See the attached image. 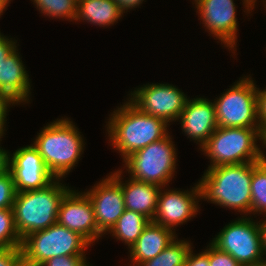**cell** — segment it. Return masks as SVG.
<instances>
[{
	"instance_id": "obj_1",
	"label": "cell",
	"mask_w": 266,
	"mask_h": 266,
	"mask_svg": "<svg viewBox=\"0 0 266 266\" xmlns=\"http://www.w3.org/2000/svg\"><path fill=\"white\" fill-rule=\"evenodd\" d=\"M106 125L112 146L125 160L134 152L165 138L169 124L162 118L142 112L129 100L113 112Z\"/></svg>"
},
{
	"instance_id": "obj_2",
	"label": "cell",
	"mask_w": 266,
	"mask_h": 266,
	"mask_svg": "<svg viewBox=\"0 0 266 266\" xmlns=\"http://www.w3.org/2000/svg\"><path fill=\"white\" fill-rule=\"evenodd\" d=\"M199 181L201 198L251 213L252 162L208 168Z\"/></svg>"
},
{
	"instance_id": "obj_3",
	"label": "cell",
	"mask_w": 266,
	"mask_h": 266,
	"mask_svg": "<svg viewBox=\"0 0 266 266\" xmlns=\"http://www.w3.org/2000/svg\"><path fill=\"white\" fill-rule=\"evenodd\" d=\"M59 181L60 179L55 178L44 188L16 192L12 210L21 240L31 233L57 223L60 202L70 190Z\"/></svg>"
},
{
	"instance_id": "obj_4",
	"label": "cell",
	"mask_w": 266,
	"mask_h": 266,
	"mask_svg": "<svg viewBox=\"0 0 266 266\" xmlns=\"http://www.w3.org/2000/svg\"><path fill=\"white\" fill-rule=\"evenodd\" d=\"M33 145L49 172L62 178L77 164L83 152V138L72 121L59 119L38 133Z\"/></svg>"
},
{
	"instance_id": "obj_5",
	"label": "cell",
	"mask_w": 266,
	"mask_h": 266,
	"mask_svg": "<svg viewBox=\"0 0 266 266\" xmlns=\"http://www.w3.org/2000/svg\"><path fill=\"white\" fill-rule=\"evenodd\" d=\"M258 139L262 141L260 128L218 127L201 150L210 157L208 168L259 162L263 151L256 145Z\"/></svg>"
},
{
	"instance_id": "obj_6",
	"label": "cell",
	"mask_w": 266,
	"mask_h": 266,
	"mask_svg": "<svg viewBox=\"0 0 266 266\" xmlns=\"http://www.w3.org/2000/svg\"><path fill=\"white\" fill-rule=\"evenodd\" d=\"M89 245L79 233L55 223L22 239L23 266H41L58 256H85Z\"/></svg>"
},
{
	"instance_id": "obj_7",
	"label": "cell",
	"mask_w": 266,
	"mask_h": 266,
	"mask_svg": "<svg viewBox=\"0 0 266 266\" xmlns=\"http://www.w3.org/2000/svg\"><path fill=\"white\" fill-rule=\"evenodd\" d=\"M170 135L134 152L125 160L131 178L163 188L175 172L176 150Z\"/></svg>"
},
{
	"instance_id": "obj_8",
	"label": "cell",
	"mask_w": 266,
	"mask_h": 266,
	"mask_svg": "<svg viewBox=\"0 0 266 266\" xmlns=\"http://www.w3.org/2000/svg\"><path fill=\"white\" fill-rule=\"evenodd\" d=\"M211 243L230 254L241 266L266 262L262 257L264 251L260 225L250 218L243 217L229 223Z\"/></svg>"
},
{
	"instance_id": "obj_9",
	"label": "cell",
	"mask_w": 266,
	"mask_h": 266,
	"mask_svg": "<svg viewBox=\"0 0 266 266\" xmlns=\"http://www.w3.org/2000/svg\"><path fill=\"white\" fill-rule=\"evenodd\" d=\"M255 86L251 78H243L214 101L218 127L260 128Z\"/></svg>"
},
{
	"instance_id": "obj_10",
	"label": "cell",
	"mask_w": 266,
	"mask_h": 266,
	"mask_svg": "<svg viewBox=\"0 0 266 266\" xmlns=\"http://www.w3.org/2000/svg\"><path fill=\"white\" fill-rule=\"evenodd\" d=\"M130 101L142 112L164 119L179 120L187 101L186 95L170 84H146L131 93Z\"/></svg>"
},
{
	"instance_id": "obj_11",
	"label": "cell",
	"mask_w": 266,
	"mask_h": 266,
	"mask_svg": "<svg viewBox=\"0 0 266 266\" xmlns=\"http://www.w3.org/2000/svg\"><path fill=\"white\" fill-rule=\"evenodd\" d=\"M10 159L9 171L13 176L16 192L41 189L55 179L33 144L17 149Z\"/></svg>"
},
{
	"instance_id": "obj_12",
	"label": "cell",
	"mask_w": 266,
	"mask_h": 266,
	"mask_svg": "<svg viewBox=\"0 0 266 266\" xmlns=\"http://www.w3.org/2000/svg\"><path fill=\"white\" fill-rule=\"evenodd\" d=\"M57 223L79 233L90 244L102 236L95 222L93 205L85 193L69 190L64 195L59 205Z\"/></svg>"
},
{
	"instance_id": "obj_13",
	"label": "cell",
	"mask_w": 266,
	"mask_h": 266,
	"mask_svg": "<svg viewBox=\"0 0 266 266\" xmlns=\"http://www.w3.org/2000/svg\"><path fill=\"white\" fill-rule=\"evenodd\" d=\"M93 205L95 222L101 234L109 232L125 210L120 183L112 176L84 192Z\"/></svg>"
},
{
	"instance_id": "obj_14",
	"label": "cell",
	"mask_w": 266,
	"mask_h": 266,
	"mask_svg": "<svg viewBox=\"0 0 266 266\" xmlns=\"http://www.w3.org/2000/svg\"><path fill=\"white\" fill-rule=\"evenodd\" d=\"M192 191L168 190L159 192L157 209L153 222L166 228L173 229L174 226L183 224L198 212V202L201 198L199 183L191 189ZM196 200V201H195ZM173 227V228H172Z\"/></svg>"
},
{
	"instance_id": "obj_15",
	"label": "cell",
	"mask_w": 266,
	"mask_h": 266,
	"mask_svg": "<svg viewBox=\"0 0 266 266\" xmlns=\"http://www.w3.org/2000/svg\"><path fill=\"white\" fill-rule=\"evenodd\" d=\"M204 27L225 47L234 49L237 38L236 8L233 0H194ZM227 45V46H226Z\"/></svg>"
},
{
	"instance_id": "obj_16",
	"label": "cell",
	"mask_w": 266,
	"mask_h": 266,
	"mask_svg": "<svg viewBox=\"0 0 266 266\" xmlns=\"http://www.w3.org/2000/svg\"><path fill=\"white\" fill-rule=\"evenodd\" d=\"M179 119L184 133L200 147L218 128L215 104L206 98L187 99Z\"/></svg>"
},
{
	"instance_id": "obj_17",
	"label": "cell",
	"mask_w": 266,
	"mask_h": 266,
	"mask_svg": "<svg viewBox=\"0 0 266 266\" xmlns=\"http://www.w3.org/2000/svg\"><path fill=\"white\" fill-rule=\"evenodd\" d=\"M121 174L122 171L118 170L111 175L121 185L125 209L141 213L152 221L157 209L158 195L162 187L132 178L127 181L128 183H122Z\"/></svg>"
},
{
	"instance_id": "obj_18",
	"label": "cell",
	"mask_w": 266,
	"mask_h": 266,
	"mask_svg": "<svg viewBox=\"0 0 266 266\" xmlns=\"http://www.w3.org/2000/svg\"><path fill=\"white\" fill-rule=\"evenodd\" d=\"M15 48L0 66V92L15 104L29 101L30 82L28 73Z\"/></svg>"
},
{
	"instance_id": "obj_19",
	"label": "cell",
	"mask_w": 266,
	"mask_h": 266,
	"mask_svg": "<svg viewBox=\"0 0 266 266\" xmlns=\"http://www.w3.org/2000/svg\"><path fill=\"white\" fill-rule=\"evenodd\" d=\"M172 230L150 221L129 250L133 264L138 266L160 254L175 240L176 235Z\"/></svg>"
},
{
	"instance_id": "obj_20",
	"label": "cell",
	"mask_w": 266,
	"mask_h": 266,
	"mask_svg": "<svg viewBox=\"0 0 266 266\" xmlns=\"http://www.w3.org/2000/svg\"><path fill=\"white\" fill-rule=\"evenodd\" d=\"M123 12L114 0H78L75 21L87 20L99 26H109L118 21Z\"/></svg>"
},
{
	"instance_id": "obj_21",
	"label": "cell",
	"mask_w": 266,
	"mask_h": 266,
	"mask_svg": "<svg viewBox=\"0 0 266 266\" xmlns=\"http://www.w3.org/2000/svg\"><path fill=\"white\" fill-rule=\"evenodd\" d=\"M149 222L143 214L125 209L109 232L131 248Z\"/></svg>"
},
{
	"instance_id": "obj_22",
	"label": "cell",
	"mask_w": 266,
	"mask_h": 266,
	"mask_svg": "<svg viewBox=\"0 0 266 266\" xmlns=\"http://www.w3.org/2000/svg\"><path fill=\"white\" fill-rule=\"evenodd\" d=\"M191 249L189 241L175 238L160 254L138 266H184Z\"/></svg>"
},
{
	"instance_id": "obj_23",
	"label": "cell",
	"mask_w": 266,
	"mask_h": 266,
	"mask_svg": "<svg viewBox=\"0 0 266 266\" xmlns=\"http://www.w3.org/2000/svg\"><path fill=\"white\" fill-rule=\"evenodd\" d=\"M266 214V156L262 161L252 162L251 213Z\"/></svg>"
},
{
	"instance_id": "obj_24",
	"label": "cell",
	"mask_w": 266,
	"mask_h": 266,
	"mask_svg": "<svg viewBox=\"0 0 266 266\" xmlns=\"http://www.w3.org/2000/svg\"><path fill=\"white\" fill-rule=\"evenodd\" d=\"M41 13L54 18H69L73 21L77 16V0H32Z\"/></svg>"
},
{
	"instance_id": "obj_25",
	"label": "cell",
	"mask_w": 266,
	"mask_h": 266,
	"mask_svg": "<svg viewBox=\"0 0 266 266\" xmlns=\"http://www.w3.org/2000/svg\"><path fill=\"white\" fill-rule=\"evenodd\" d=\"M12 208L0 209V248H21Z\"/></svg>"
},
{
	"instance_id": "obj_26",
	"label": "cell",
	"mask_w": 266,
	"mask_h": 266,
	"mask_svg": "<svg viewBox=\"0 0 266 266\" xmlns=\"http://www.w3.org/2000/svg\"><path fill=\"white\" fill-rule=\"evenodd\" d=\"M16 196L15 184L10 171L0 175V209L12 208Z\"/></svg>"
},
{
	"instance_id": "obj_27",
	"label": "cell",
	"mask_w": 266,
	"mask_h": 266,
	"mask_svg": "<svg viewBox=\"0 0 266 266\" xmlns=\"http://www.w3.org/2000/svg\"><path fill=\"white\" fill-rule=\"evenodd\" d=\"M207 256L210 266H241L230 254L219 250L212 243L207 248Z\"/></svg>"
},
{
	"instance_id": "obj_28",
	"label": "cell",
	"mask_w": 266,
	"mask_h": 266,
	"mask_svg": "<svg viewBox=\"0 0 266 266\" xmlns=\"http://www.w3.org/2000/svg\"><path fill=\"white\" fill-rule=\"evenodd\" d=\"M0 266H23L21 248H0Z\"/></svg>"
},
{
	"instance_id": "obj_29",
	"label": "cell",
	"mask_w": 266,
	"mask_h": 266,
	"mask_svg": "<svg viewBox=\"0 0 266 266\" xmlns=\"http://www.w3.org/2000/svg\"><path fill=\"white\" fill-rule=\"evenodd\" d=\"M85 256L52 257L41 266H90L86 264Z\"/></svg>"
},
{
	"instance_id": "obj_30",
	"label": "cell",
	"mask_w": 266,
	"mask_h": 266,
	"mask_svg": "<svg viewBox=\"0 0 266 266\" xmlns=\"http://www.w3.org/2000/svg\"><path fill=\"white\" fill-rule=\"evenodd\" d=\"M256 115L261 133L266 130V89L260 91L256 88Z\"/></svg>"
},
{
	"instance_id": "obj_31",
	"label": "cell",
	"mask_w": 266,
	"mask_h": 266,
	"mask_svg": "<svg viewBox=\"0 0 266 266\" xmlns=\"http://www.w3.org/2000/svg\"><path fill=\"white\" fill-rule=\"evenodd\" d=\"M192 253L193 251L191 249L184 266H210L209 258L207 256V249L197 255Z\"/></svg>"
},
{
	"instance_id": "obj_32",
	"label": "cell",
	"mask_w": 266,
	"mask_h": 266,
	"mask_svg": "<svg viewBox=\"0 0 266 266\" xmlns=\"http://www.w3.org/2000/svg\"><path fill=\"white\" fill-rule=\"evenodd\" d=\"M16 47V42L6 38L0 33V66Z\"/></svg>"
},
{
	"instance_id": "obj_33",
	"label": "cell",
	"mask_w": 266,
	"mask_h": 266,
	"mask_svg": "<svg viewBox=\"0 0 266 266\" xmlns=\"http://www.w3.org/2000/svg\"><path fill=\"white\" fill-rule=\"evenodd\" d=\"M14 104V102L8 98L6 95H4L3 93L0 92V139L4 133V125H5V121H6V113H7V109L9 108V105Z\"/></svg>"
},
{
	"instance_id": "obj_34",
	"label": "cell",
	"mask_w": 266,
	"mask_h": 266,
	"mask_svg": "<svg viewBox=\"0 0 266 266\" xmlns=\"http://www.w3.org/2000/svg\"><path fill=\"white\" fill-rule=\"evenodd\" d=\"M10 154L0 147V175L9 171Z\"/></svg>"
},
{
	"instance_id": "obj_35",
	"label": "cell",
	"mask_w": 266,
	"mask_h": 266,
	"mask_svg": "<svg viewBox=\"0 0 266 266\" xmlns=\"http://www.w3.org/2000/svg\"><path fill=\"white\" fill-rule=\"evenodd\" d=\"M118 6L120 7V10L125 13V10L136 8V6H139L144 0H114Z\"/></svg>"
},
{
	"instance_id": "obj_36",
	"label": "cell",
	"mask_w": 266,
	"mask_h": 266,
	"mask_svg": "<svg viewBox=\"0 0 266 266\" xmlns=\"http://www.w3.org/2000/svg\"><path fill=\"white\" fill-rule=\"evenodd\" d=\"M259 225L261 229L263 251H264V255H266V220H263L262 223L260 222Z\"/></svg>"
},
{
	"instance_id": "obj_37",
	"label": "cell",
	"mask_w": 266,
	"mask_h": 266,
	"mask_svg": "<svg viewBox=\"0 0 266 266\" xmlns=\"http://www.w3.org/2000/svg\"><path fill=\"white\" fill-rule=\"evenodd\" d=\"M244 1V6L247 8L246 11H250L251 9L253 10L254 4L256 0H243Z\"/></svg>"
},
{
	"instance_id": "obj_38",
	"label": "cell",
	"mask_w": 266,
	"mask_h": 266,
	"mask_svg": "<svg viewBox=\"0 0 266 266\" xmlns=\"http://www.w3.org/2000/svg\"><path fill=\"white\" fill-rule=\"evenodd\" d=\"M8 4H9L8 0H0V16L3 13V11L6 9Z\"/></svg>"
},
{
	"instance_id": "obj_39",
	"label": "cell",
	"mask_w": 266,
	"mask_h": 266,
	"mask_svg": "<svg viewBox=\"0 0 266 266\" xmlns=\"http://www.w3.org/2000/svg\"><path fill=\"white\" fill-rule=\"evenodd\" d=\"M262 143L266 146V130L262 133Z\"/></svg>"
},
{
	"instance_id": "obj_40",
	"label": "cell",
	"mask_w": 266,
	"mask_h": 266,
	"mask_svg": "<svg viewBox=\"0 0 266 266\" xmlns=\"http://www.w3.org/2000/svg\"><path fill=\"white\" fill-rule=\"evenodd\" d=\"M250 266H266V262L258 264V265H250Z\"/></svg>"
}]
</instances>
